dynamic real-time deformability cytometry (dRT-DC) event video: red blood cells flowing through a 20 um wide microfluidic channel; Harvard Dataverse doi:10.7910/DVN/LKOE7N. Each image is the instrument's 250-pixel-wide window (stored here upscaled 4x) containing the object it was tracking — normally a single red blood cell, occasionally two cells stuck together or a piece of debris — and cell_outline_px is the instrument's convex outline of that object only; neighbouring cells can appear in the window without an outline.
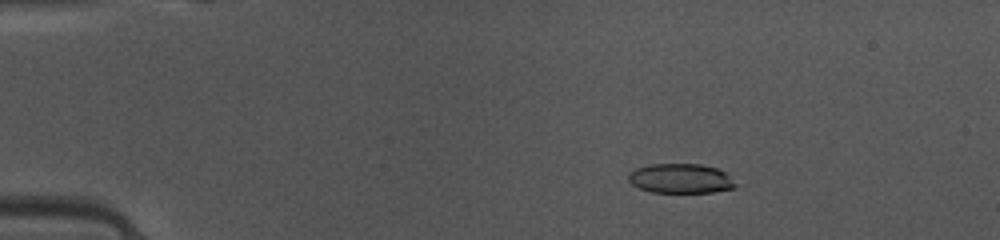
{"species": "common noctule bat (a hibernating species)", "species_latin": "Nyctalus noctula", "temperature_condition": "warm", "stored_images_in_passage": 49, "camera_frame_rate_fps": 3000, "um_per_image_px": 0.085, "animal": {"sex": "female", "body_mass_g": 10.0, "forearm_length_mm": 53.1}, "frame": {"image": 1, "passage_image": 9, "time_ms": 2.667, "image_size_px": [1000, 240], "cell_outline_px": [[736, 188], [712, 192], [652, 192], [640, 188], [632, 184], [628, 180], [628, 172], [636, 168], [652, 164], [700, 164], [716, 168], [724, 172], [736, 184]], "centroid_in_image_um": [57.83, 15.17], "position_along_channel_um": 27.2, "area_um2": 18.32}}
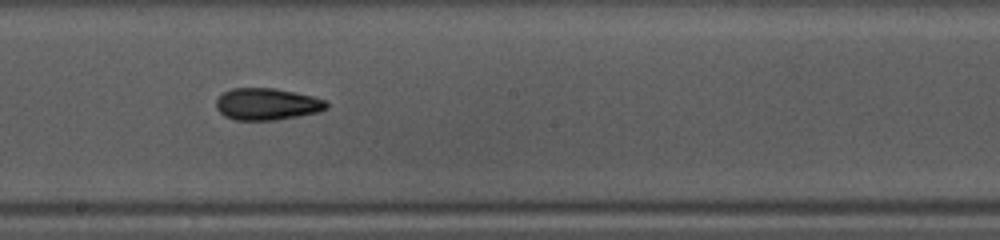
{"frame": {"image": 2, "passage_image": 28, "time_ms": 9.0, "image_size_px": [1000, 240], "cell_outline_px": [[328, 108], [316, 112], [300, 116], [276, 120], [232, 120], [224, 116], [216, 108], [216, 100], [224, 92], [232, 88], [276, 88], [296, 92], [312, 96], [324, 100], [328, 104]], "centroid_in_image_um": [22.68, 8.85], "position_along_channel_um": 225.5, "area_um2": 20.58}}
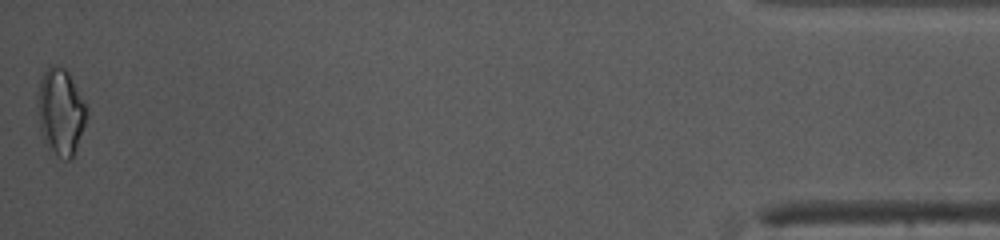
{"frame": {"image": 3, "passage_image": 49, "time_ms": 16.0, "image_size_px": [1000, 240], "cell_outline_px": [[88, 116], [72, 156], [68, 160], [64, 160], [44, 140], [40, 128], [40, 80], [44, 72], [52, 64], [64, 68], [68, 72], [88, 108]], "centroid_in_image_um": [5.21, 9.46], "position_along_channel_um": 430.0, "area_um2": 23.58}, "authors_computed_cell_mechanics": {"area_um2": 20.1722, "velocity_mm_per_s": 4.1417, "shape_relaxation_time_tau1_ms": 6.3801, "shape_relaxation_time_tau2_ms": 2.8585, "deformation_change_tau1": 0.1453, "deformation_change_tau2": 0.0903}}